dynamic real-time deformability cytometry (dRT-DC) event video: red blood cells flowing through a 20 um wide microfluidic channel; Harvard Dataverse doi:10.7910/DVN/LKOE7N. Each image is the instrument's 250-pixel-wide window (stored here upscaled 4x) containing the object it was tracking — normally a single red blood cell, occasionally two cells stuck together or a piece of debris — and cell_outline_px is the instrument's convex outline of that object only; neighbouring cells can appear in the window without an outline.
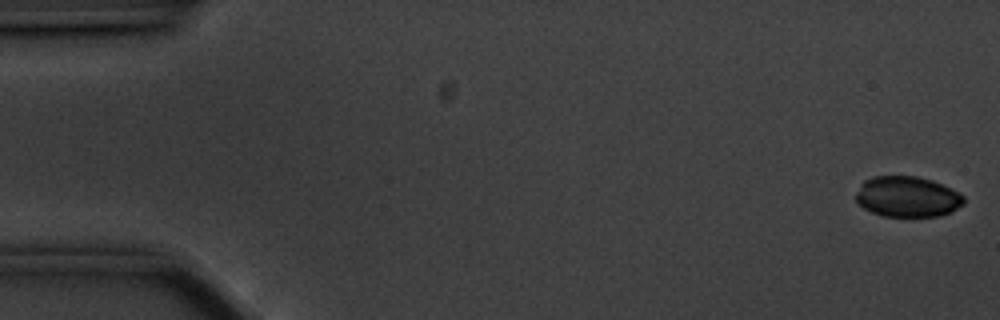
{"species": "common noctule bat (a hibernating species)", "species_latin": "Nyctalus noctula", "temperature_condition": "cold", "stored_images_in_passage": 12, "camera_frame_rate_fps": 3000, "um_per_image_px": 0.085, "animal": {"sex": "male", "body_mass_g": 20.1, "forearm_length_mm": 53.5}, "frame": {"image": 1, "passage_image": 1, "time_ms": 0.0, "image_size_px": [1000, 320], "cell_outline_px": [[964, 204], [952, 212], [940, 216], [884, 216], [872, 212], [856, 204], [856, 192], [864, 180], [872, 176], [916, 176], [932, 180], [964, 196]], "centroid_in_image_um": [77.1, 16.72], "position_along_channel_um": 7.9, "area_um2": 25.55}}